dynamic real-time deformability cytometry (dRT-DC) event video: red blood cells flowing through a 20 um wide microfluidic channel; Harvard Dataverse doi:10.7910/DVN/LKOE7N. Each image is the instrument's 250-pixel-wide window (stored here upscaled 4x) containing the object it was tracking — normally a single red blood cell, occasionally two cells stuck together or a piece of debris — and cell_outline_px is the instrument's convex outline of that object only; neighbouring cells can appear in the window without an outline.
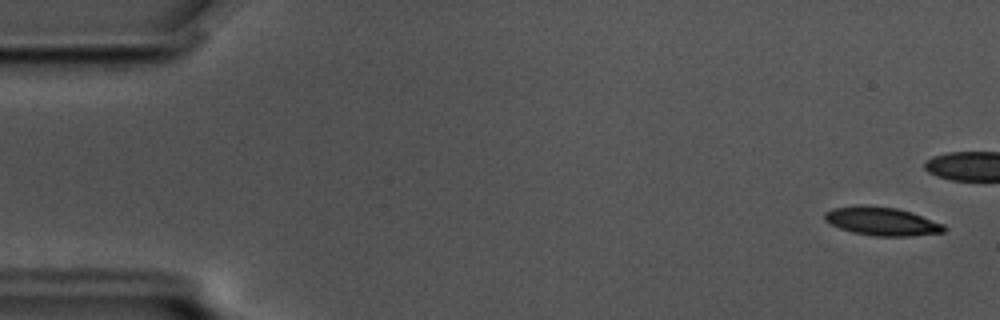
{"species": "common noctule bat (a hibernating species)", "species_latin": "Nyctalus noctula", "temperature_condition": "cold", "stored_images_in_passage": 46, "camera_frame_rate_fps": 3000, "um_per_image_px": 0.085, "animal": {"sex": "male", "body_mass_g": 17.5, "forearm_length_mm": 52.3}, "frame": {"image": 1, "passage_image": 2, "time_ms": 0.333, "image_size_px": [1000, 320], "cell_outline_px": [[948, 228], [944, 232], [912, 236], [872, 236], [852, 232], [840, 228], [824, 220], [824, 212], [832, 208], [856, 204], [868, 204], [896, 208], [912, 212], [944, 224]], "centroid_in_image_um": [74.95, 18.79], "position_along_channel_um": 10.1, "area_um2": 20.17}}
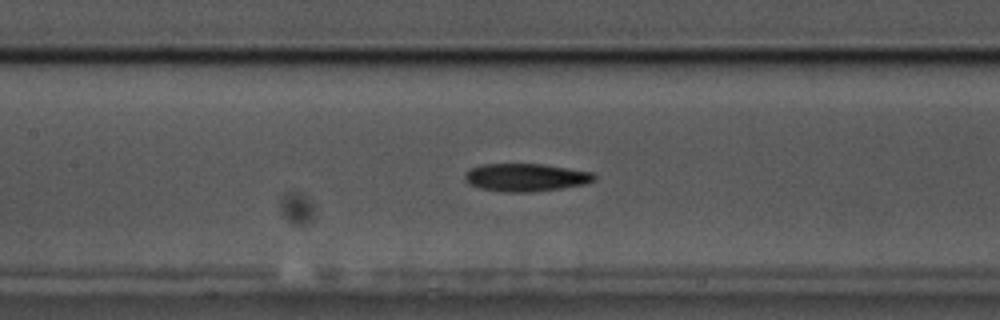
{"frame": {"image": 2, "passage_image": 26, "time_ms": 8.333, "image_size_px": [1000, 320], "cell_outline_px": [[596, 180], [584, 184], [560, 188], [532, 192], [504, 192], [480, 188], [468, 184], [464, 180], [464, 176], [468, 168], [484, 164], [544, 164], [592, 172], [596, 176]], "centroid_in_image_um": [44.66, 15.08], "position_along_channel_um": 162.7, "area_um2": 21.1}}
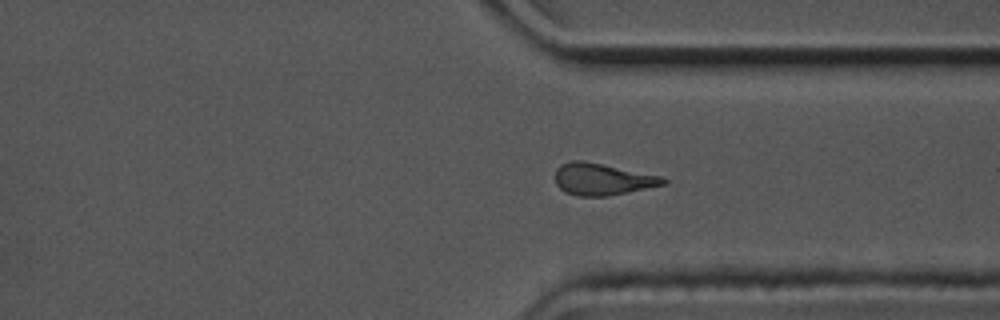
{"frame": {"image": 3, "passage_image": 43, "time_ms": 14.0, "image_size_px": [1000, 320], "cell_outline_px": [[668, 180], [664, 184], [608, 196], [576, 196], [564, 192], [556, 184], [556, 168], [560, 164], [568, 160], [584, 160], [664, 176]], "centroid_in_image_um": [51.18, 15.21], "position_along_channel_um": 360.2, "area_um2": 20.23}}